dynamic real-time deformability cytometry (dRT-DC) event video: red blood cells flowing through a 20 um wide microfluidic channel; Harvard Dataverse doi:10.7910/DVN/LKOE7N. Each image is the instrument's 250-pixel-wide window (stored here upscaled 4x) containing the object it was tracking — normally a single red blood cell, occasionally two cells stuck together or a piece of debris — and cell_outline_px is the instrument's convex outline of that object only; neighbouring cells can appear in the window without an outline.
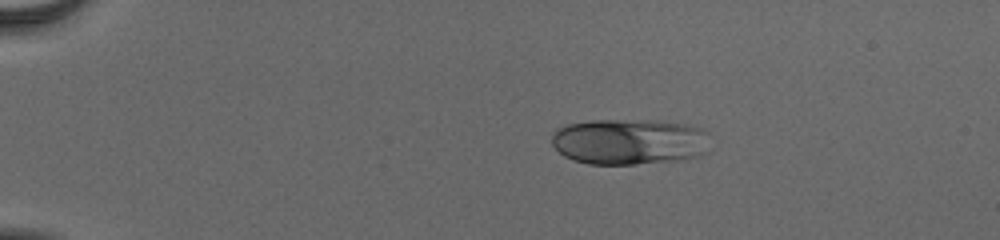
{"species": "human", "species_latin": "Homo sapiens", "temperature_condition": "cold", "stored_images_in_passage": 10, "camera_frame_rate_fps": 3000, "um_per_image_px": 0.085, "donor": {"sex": "male"}, "frame": {"image": 1, "passage_image": 1, "time_ms": 0.0, "image_size_px": [1000, 240], "cell_outline_px": [[708, 152], [684, 160], [636, 164], [588, 164], [572, 160], [564, 156], [552, 144], [552, 132], [556, 128], [568, 124], [592, 120], [656, 120], [684, 124], [704, 128], [708, 132]], "centroid_in_image_um": [53.51, 12.04], "position_along_channel_um": 31.5, "area_um2": 43.0}}